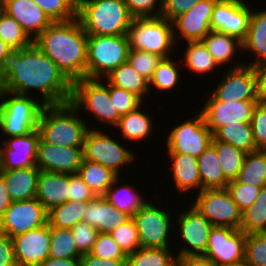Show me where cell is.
Masks as SVG:
<instances>
[{
  "mask_svg": "<svg viewBox=\"0 0 266 266\" xmlns=\"http://www.w3.org/2000/svg\"><path fill=\"white\" fill-rule=\"evenodd\" d=\"M73 83L59 67L32 43L11 49L0 66V89L28 96L39 91L44 105L71 101Z\"/></svg>",
  "mask_w": 266,
  "mask_h": 266,
  "instance_id": "cell-1",
  "label": "cell"
},
{
  "mask_svg": "<svg viewBox=\"0 0 266 266\" xmlns=\"http://www.w3.org/2000/svg\"><path fill=\"white\" fill-rule=\"evenodd\" d=\"M33 43L72 83L86 77L88 35L77 17L52 22Z\"/></svg>",
  "mask_w": 266,
  "mask_h": 266,
  "instance_id": "cell-2",
  "label": "cell"
},
{
  "mask_svg": "<svg viewBox=\"0 0 266 266\" xmlns=\"http://www.w3.org/2000/svg\"><path fill=\"white\" fill-rule=\"evenodd\" d=\"M78 113L71 102L44 105L37 127L40 138L55 146L83 147L90 125Z\"/></svg>",
  "mask_w": 266,
  "mask_h": 266,
  "instance_id": "cell-3",
  "label": "cell"
},
{
  "mask_svg": "<svg viewBox=\"0 0 266 266\" xmlns=\"http://www.w3.org/2000/svg\"><path fill=\"white\" fill-rule=\"evenodd\" d=\"M77 19L87 35L127 36L133 17L124 0H77Z\"/></svg>",
  "mask_w": 266,
  "mask_h": 266,
  "instance_id": "cell-4",
  "label": "cell"
},
{
  "mask_svg": "<svg viewBox=\"0 0 266 266\" xmlns=\"http://www.w3.org/2000/svg\"><path fill=\"white\" fill-rule=\"evenodd\" d=\"M32 94L26 96L0 89V131L5 137L22 136L37 129L44 104Z\"/></svg>",
  "mask_w": 266,
  "mask_h": 266,
  "instance_id": "cell-5",
  "label": "cell"
},
{
  "mask_svg": "<svg viewBox=\"0 0 266 266\" xmlns=\"http://www.w3.org/2000/svg\"><path fill=\"white\" fill-rule=\"evenodd\" d=\"M127 37L129 49L143 50L162 59L174 56V47L178 44L172 22L161 16L133 18Z\"/></svg>",
  "mask_w": 266,
  "mask_h": 266,
  "instance_id": "cell-6",
  "label": "cell"
},
{
  "mask_svg": "<svg viewBox=\"0 0 266 266\" xmlns=\"http://www.w3.org/2000/svg\"><path fill=\"white\" fill-rule=\"evenodd\" d=\"M70 102L80 111L79 114L86 110L89 115L93 114L95 121L113 128L121 117L110 98L109 83L103 79L85 77L74 81Z\"/></svg>",
  "mask_w": 266,
  "mask_h": 266,
  "instance_id": "cell-7",
  "label": "cell"
},
{
  "mask_svg": "<svg viewBox=\"0 0 266 266\" xmlns=\"http://www.w3.org/2000/svg\"><path fill=\"white\" fill-rule=\"evenodd\" d=\"M128 51L129 40L126 35H88L86 77L104 79L127 62Z\"/></svg>",
  "mask_w": 266,
  "mask_h": 266,
  "instance_id": "cell-8",
  "label": "cell"
},
{
  "mask_svg": "<svg viewBox=\"0 0 266 266\" xmlns=\"http://www.w3.org/2000/svg\"><path fill=\"white\" fill-rule=\"evenodd\" d=\"M94 127L91 125L85 135L83 160L99 163L120 176L121 171L125 170L123 166L131 165L137 159L136 153L119 143L120 140L111 137L114 134L110 135L109 131L106 133L104 129Z\"/></svg>",
  "mask_w": 266,
  "mask_h": 266,
  "instance_id": "cell-9",
  "label": "cell"
},
{
  "mask_svg": "<svg viewBox=\"0 0 266 266\" xmlns=\"http://www.w3.org/2000/svg\"><path fill=\"white\" fill-rule=\"evenodd\" d=\"M154 202L148 200L132 216L138 230L140 245L143 248H170L172 232H175L172 225H176V219L171 216V209L169 212L160 204L154 205Z\"/></svg>",
  "mask_w": 266,
  "mask_h": 266,
  "instance_id": "cell-10",
  "label": "cell"
},
{
  "mask_svg": "<svg viewBox=\"0 0 266 266\" xmlns=\"http://www.w3.org/2000/svg\"><path fill=\"white\" fill-rule=\"evenodd\" d=\"M213 134L203 114L196 111L192 117L172 127L165 142L168 154H187L198 158L212 142Z\"/></svg>",
  "mask_w": 266,
  "mask_h": 266,
  "instance_id": "cell-11",
  "label": "cell"
},
{
  "mask_svg": "<svg viewBox=\"0 0 266 266\" xmlns=\"http://www.w3.org/2000/svg\"><path fill=\"white\" fill-rule=\"evenodd\" d=\"M195 199L189 202L213 226H227L233 229H240L242 211L232 200L226 188L203 189Z\"/></svg>",
  "mask_w": 266,
  "mask_h": 266,
  "instance_id": "cell-12",
  "label": "cell"
},
{
  "mask_svg": "<svg viewBox=\"0 0 266 266\" xmlns=\"http://www.w3.org/2000/svg\"><path fill=\"white\" fill-rule=\"evenodd\" d=\"M188 205L187 210H181L178 214L176 220L178 228L175 226L174 231L178 230L176 234H173L174 240H176L178 237L175 238V236L179 233L181 240L178 241H182L181 243L184 244L180 250L175 251L178 259L203 255L206 252L209 234L213 227L211 222L194 206Z\"/></svg>",
  "mask_w": 266,
  "mask_h": 266,
  "instance_id": "cell-13",
  "label": "cell"
},
{
  "mask_svg": "<svg viewBox=\"0 0 266 266\" xmlns=\"http://www.w3.org/2000/svg\"><path fill=\"white\" fill-rule=\"evenodd\" d=\"M234 65L229 64L227 70L217 87H214L211 94L220 101L231 102L257 100L256 76L253 66L245 65V62L237 60ZM231 65V66H230Z\"/></svg>",
  "mask_w": 266,
  "mask_h": 266,
  "instance_id": "cell-14",
  "label": "cell"
},
{
  "mask_svg": "<svg viewBox=\"0 0 266 266\" xmlns=\"http://www.w3.org/2000/svg\"><path fill=\"white\" fill-rule=\"evenodd\" d=\"M48 211L37 198L12 202L0 218V232L13 238L48 223Z\"/></svg>",
  "mask_w": 266,
  "mask_h": 266,
  "instance_id": "cell-15",
  "label": "cell"
},
{
  "mask_svg": "<svg viewBox=\"0 0 266 266\" xmlns=\"http://www.w3.org/2000/svg\"><path fill=\"white\" fill-rule=\"evenodd\" d=\"M200 112L203 114L205 123L212 134L220 127L238 122L250 123L252 114L258 100H245L224 102L217 100L210 92Z\"/></svg>",
  "mask_w": 266,
  "mask_h": 266,
  "instance_id": "cell-16",
  "label": "cell"
},
{
  "mask_svg": "<svg viewBox=\"0 0 266 266\" xmlns=\"http://www.w3.org/2000/svg\"><path fill=\"white\" fill-rule=\"evenodd\" d=\"M252 8L244 0H218L210 20L211 30L246 39Z\"/></svg>",
  "mask_w": 266,
  "mask_h": 266,
  "instance_id": "cell-17",
  "label": "cell"
},
{
  "mask_svg": "<svg viewBox=\"0 0 266 266\" xmlns=\"http://www.w3.org/2000/svg\"><path fill=\"white\" fill-rule=\"evenodd\" d=\"M246 234L240 229L213 226L206 252L202 255L217 265L239 262L245 257Z\"/></svg>",
  "mask_w": 266,
  "mask_h": 266,
  "instance_id": "cell-18",
  "label": "cell"
},
{
  "mask_svg": "<svg viewBox=\"0 0 266 266\" xmlns=\"http://www.w3.org/2000/svg\"><path fill=\"white\" fill-rule=\"evenodd\" d=\"M39 140L38 129L26 135L3 139L0 143V171L35 167Z\"/></svg>",
  "mask_w": 266,
  "mask_h": 266,
  "instance_id": "cell-19",
  "label": "cell"
},
{
  "mask_svg": "<svg viewBox=\"0 0 266 266\" xmlns=\"http://www.w3.org/2000/svg\"><path fill=\"white\" fill-rule=\"evenodd\" d=\"M217 1L200 0L188 12L176 17L172 21L175 42L202 41L211 32L210 20Z\"/></svg>",
  "mask_w": 266,
  "mask_h": 266,
  "instance_id": "cell-20",
  "label": "cell"
},
{
  "mask_svg": "<svg viewBox=\"0 0 266 266\" xmlns=\"http://www.w3.org/2000/svg\"><path fill=\"white\" fill-rule=\"evenodd\" d=\"M82 161L83 147L55 146L40 138L36 154V167L40 171L77 174Z\"/></svg>",
  "mask_w": 266,
  "mask_h": 266,
  "instance_id": "cell-21",
  "label": "cell"
},
{
  "mask_svg": "<svg viewBox=\"0 0 266 266\" xmlns=\"http://www.w3.org/2000/svg\"><path fill=\"white\" fill-rule=\"evenodd\" d=\"M15 260L22 266H40L49 257L50 225L12 238Z\"/></svg>",
  "mask_w": 266,
  "mask_h": 266,
  "instance_id": "cell-22",
  "label": "cell"
},
{
  "mask_svg": "<svg viewBox=\"0 0 266 266\" xmlns=\"http://www.w3.org/2000/svg\"><path fill=\"white\" fill-rule=\"evenodd\" d=\"M4 12L18 22L34 40L53 21L32 0H3Z\"/></svg>",
  "mask_w": 266,
  "mask_h": 266,
  "instance_id": "cell-23",
  "label": "cell"
},
{
  "mask_svg": "<svg viewBox=\"0 0 266 266\" xmlns=\"http://www.w3.org/2000/svg\"><path fill=\"white\" fill-rule=\"evenodd\" d=\"M130 218V215L116 209L104 196H97L88 203L82 221L95 227L99 233L110 234Z\"/></svg>",
  "mask_w": 266,
  "mask_h": 266,
  "instance_id": "cell-24",
  "label": "cell"
},
{
  "mask_svg": "<svg viewBox=\"0 0 266 266\" xmlns=\"http://www.w3.org/2000/svg\"><path fill=\"white\" fill-rule=\"evenodd\" d=\"M168 155L171 163H169L167 170L172 173L171 177L177 193L182 195L189 191V193L194 191V193H199L201 191V178L197 158L187 154Z\"/></svg>",
  "mask_w": 266,
  "mask_h": 266,
  "instance_id": "cell-25",
  "label": "cell"
},
{
  "mask_svg": "<svg viewBox=\"0 0 266 266\" xmlns=\"http://www.w3.org/2000/svg\"><path fill=\"white\" fill-rule=\"evenodd\" d=\"M69 188V174L40 171L36 198L49 211L68 201Z\"/></svg>",
  "mask_w": 266,
  "mask_h": 266,
  "instance_id": "cell-26",
  "label": "cell"
},
{
  "mask_svg": "<svg viewBox=\"0 0 266 266\" xmlns=\"http://www.w3.org/2000/svg\"><path fill=\"white\" fill-rule=\"evenodd\" d=\"M3 175L12 202L36 197L40 170L35 167L0 171Z\"/></svg>",
  "mask_w": 266,
  "mask_h": 266,
  "instance_id": "cell-27",
  "label": "cell"
},
{
  "mask_svg": "<svg viewBox=\"0 0 266 266\" xmlns=\"http://www.w3.org/2000/svg\"><path fill=\"white\" fill-rule=\"evenodd\" d=\"M146 103L139 106L134 111H131L119 118L118 124L115 126L116 130L119 129L121 139L126 141H135L141 143L154 134L155 128L154 121L147 110L143 108ZM142 107V108H141ZM144 109L146 111H142ZM153 126V127H152Z\"/></svg>",
  "mask_w": 266,
  "mask_h": 266,
  "instance_id": "cell-28",
  "label": "cell"
},
{
  "mask_svg": "<svg viewBox=\"0 0 266 266\" xmlns=\"http://www.w3.org/2000/svg\"><path fill=\"white\" fill-rule=\"evenodd\" d=\"M261 10L252 9L248 33L242 42L243 50L248 51V56L253 53L255 57L245 65L254 66L266 62V9Z\"/></svg>",
  "mask_w": 266,
  "mask_h": 266,
  "instance_id": "cell-29",
  "label": "cell"
},
{
  "mask_svg": "<svg viewBox=\"0 0 266 266\" xmlns=\"http://www.w3.org/2000/svg\"><path fill=\"white\" fill-rule=\"evenodd\" d=\"M207 47L208 52L219 66L227 65L234 59V55L243 51L242 41L228 34L211 30V32L202 40ZM221 66V67H220Z\"/></svg>",
  "mask_w": 266,
  "mask_h": 266,
  "instance_id": "cell-30",
  "label": "cell"
},
{
  "mask_svg": "<svg viewBox=\"0 0 266 266\" xmlns=\"http://www.w3.org/2000/svg\"><path fill=\"white\" fill-rule=\"evenodd\" d=\"M120 176H118L111 187L107 190L104 197L119 211L125 212L131 217L148 201L145 194L141 195L138 188L132 187L125 183L121 184ZM120 184V186H119ZM122 186V187H121ZM144 198H143V197Z\"/></svg>",
  "mask_w": 266,
  "mask_h": 266,
  "instance_id": "cell-31",
  "label": "cell"
},
{
  "mask_svg": "<svg viewBox=\"0 0 266 266\" xmlns=\"http://www.w3.org/2000/svg\"><path fill=\"white\" fill-rule=\"evenodd\" d=\"M103 80L138 96L144 103L149 97V81L142 77L128 62L115 68ZM145 99V100H144Z\"/></svg>",
  "mask_w": 266,
  "mask_h": 266,
  "instance_id": "cell-32",
  "label": "cell"
},
{
  "mask_svg": "<svg viewBox=\"0 0 266 266\" xmlns=\"http://www.w3.org/2000/svg\"><path fill=\"white\" fill-rule=\"evenodd\" d=\"M201 190L226 188L229 180L224 176L215 147L211 144L198 158Z\"/></svg>",
  "mask_w": 266,
  "mask_h": 266,
  "instance_id": "cell-33",
  "label": "cell"
},
{
  "mask_svg": "<svg viewBox=\"0 0 266 266\" xmlns=\"http://www.w3.org/2000/svg\"><path fill=\"white\" fill-rule=\"evenodd\" d=\"M77 174L96 196H104L118 177L109 168L87 160L82 161Z\"/></svg>",
  "mask_w": 266,
  "mask_h": 266,
  "instance_id": "cell-34",
  "label": "cell"
},
{
  "mask_svg": "<svg viewBox=\"0 0 266 266\" xmlns=\"http://www.w3.org/2000/svg\"><path fill=\"white\" fill-rule=\"evenodd\" d=\"M184 55L181 58V63L186 66V70L192 73L209 75L213 70L217 72L219 67L207 50V47L202 41H187ZM216 69V70H215Z\"/></svg>",
  "mask_w": 266,
  "mask_h": 266,
  "instance_id": "cell-35",
  "label": "cell"
},
{
  "mask_svg": "<svg viewBox=\"0 0 266 266\" xmlns=\"http://www.w3.org/2000/svg\"><path fill=\"white\" fill-rule=\"evenodd\" d=\"M180 64H182L181 60L177 61L175 56L162 59L157 64L152 78L149 80L150 93H152L153 88H155V90H157V94L162 91L169 94L167 91L172 92L176 86L179 87V80L181 76V72L179 71L181 69Z\"/></svg>",
  "mask_w": 266,
  "mask_h": 266,
  "instance_id": "cell-36",
  "label": "cell"
},
{
  "mask_svg": "<svg viewBox=\"0 0 266 266\" xmlns=\"http://www.w3.org/2000/svg\"><path fill=\"white\" fill-rule=\"evenodd\" d=\"M236 180L254 187L266 186V150L246 153Z\"/></svg>",
  "mask_w": 266,
  "mask_h": 266,
  "instance_id": "cell-37",
  "label": "cell"
},
{
  "mask_svg": "<svg viewBox=\"0 0 266 266\" xmlns=\"http://www.w3.org/2000/svg\"><path fill=\"white\" fill-rule=\"evenodd\" d=\"M213 138L231 144L246 153L258 150L253 140L250 123L238 122V124H228L220 127L213 134Z\"/></svg>",
  "mask_w": 266,
  "mask_h": 266,
  "instance_id": "cell-38",
  "label": "cell"
},
{
  "mask_svg": "<svg viewBox=\"0 0 266 266\" xmlns=\"http://www.w3.org/2000/svg\"><path fill=\"white\" fill-rule=\"evenodd\" d=\"M89 202L67 201L55 206L48 211V224L57 228L71 229L82 221Z\"/></svg>",
  "mask_w": 266,
  "mask_h": 266,
  "instance_id": "cell-39",
  "label": "cell"
},
{
  "mask_svg": "<svg viewBox=\"0 0 266 266\" xmlns=\"http://www.w3.org/2000/svg\"><path fill=\"white\" fill-rule=\"evenodd\" d=\"M173 249L141 247L127 256V266H174L178 258Z\"/></svg>",
  "mask_w": 266,
  "mask_h": 266,
  "instance_id": "cell-40",
  "label": "cell"
},
{
  "mask_svg": "<svg viewBox=\"0 0 266 266\" xmlns=\"http://www.w3.org/2000/svg\"><path fill=\"white\" fill-rule=\"evenodd\" d=\"M211 144L215 147L219 163L224 176L229 180H235L242 168L246 152L231 144L217 141L212 138Z\"/></svg>",
  "mask_w": 266,
  "mask_h": 266,
  "instance_id": "cell-41",
  "label": "cell"
},
{
  "mask_svg": "<svg viewBox=\"0 0 266 266\" xmlns=\"http://www.w3.org/2000/svg\"><path fill=\"white\" fill-rule=\"evenodd\" d=\"M71 229L50 226L49 257L56 259L80 258Z\"/></svg>",
  "mask_w": 266,
  "mask_h": 266,
  "instance_id": "cell-42",
  "label": "cell"
},
{
  "mask_svg": "<svg viewBox=\"0 0 266 266\" xmlns=\"http://www.w3.org/2000/svg\"><path fill=\"white\" fill-rule=\"evenodd\" d=\"M0 38L10 49H23L33 43L22 26L5 12L0 16Z\"/></svg>",
  "mask_w": 266,
  "mask_h": 266,
  "instance_id": "cell-43",
  "label": "cell"
},
{
  "mask_svg": "<svg viewBox=\"0 0 266 266\" xmlns=\"http://www.w3.org/2000/svg\"><path fill=\"white\" fill-rule=\"evenodd\" d=\"M54 21H68L77 17V0H32Z\"/></svg>",
  "mask_w": 266,
  "mask_h": 266,
  "instance_id": "cell-44",
  "label": "cell"
},
{
  "mask_svg": "<svg viewBox=\"0 0 266 266\" xmlns=\"http://www.w3.org/2000/svg\"><path fill=\"white\" fill-rule=\"evenodd\" d=\"M110 235L126 256L141 248L138 230L132 217L113 230Z\"/></svg>",
  "mask_w": 266,
  "mask_h": 266,
  "instance_id": "cell-45",
  "label": "cell"
},
{
  "mask_svg": "<svg viewBox=\"0 0 266 266\" xmlns=\"http://www.w3.org/2000/svg\"><path fill=\"white\" fill-rule=\"evenodd\" d=\"M244 259L250 266H266V232L246 234Z\"/></svg>",
  "mask_w": 266,
  "mask_h": 266,
  "instance_id": "cell-46",
  "label": "cell"
},
{
  "mask_svg": "<svg viewBox=\"0 0 266 266\" xmlns=\"http://www.w3.org/2000/svg\"><path fill=\"white\" fill-rule=\"evenodd\" d=\"M161 60L160 56L143 50L129 49L128 51L127 62L148 81Z\"/></svg>",
  "mask_w": 266,
  "mask_h": 266,
  "instance_id": "cell-47",
  "label": "cell"
},
{
  "mask_svg": "<svg viewBox=\"0 0 266 266\" xmlns=\"http://www.w3.org/2000/svg\"><path fill=\"white\" fill-rule=\"evenodd\" d=\"M226 189L229 191L232 200L243 212L251 207L256 198L259 196L262 187H254L238 182L236 179L229 181Z\"/></svg>",
  "mask_w": 266,
  "mask_h": 266,
  "instance_id": "cell-48",
  "label": "cell"
},
{
  "mask_svg": "<svg viewBox=\"0 0 266 266\" xmlns=\"http://www.w3.org/2000/svg\"><path fill=\"white\" fill-rule=\"evenodd\" d=\"M92 256L102 259H127V256L110 234L99 233L91 252Z\"/></svg>",
  "mask_w": 266,
  "mask_h": 266,
  "instance_id": "cell-49",
  "label": "cell"
},
{
  "mask_svg": "<svg viewBox=\"0 0 266 266\" xmlns=\"http://www.w3.org/2000/svg\"><path fill=\"white\" fill-rule=\"evenodd\" d=\"M109 95L117 112L122 116L134 111L144 102L135 94L109 84Z\"/></svg>",
  "mask_w": 266,
  "mask_h": 266,
  "instance_id": "cell-50",
  "label": "cell"
},
{
  "mask_svg": "<svg viewBox=\"0 0 266 266\" xmlns=\"http://www.w3.org/2000/svg\"><path fill=\"white\" fill-rule=\"evenodd\" d=\"M71 231L78 251L82 255L89 254L99 235L98 230L86 222L80 221L71 228Z\"/></svg>",
  "mask_w": 266,
  "mask_h": 266,
  "instance_id": "cell-51",
  "label": "cell"
},
{
  "mask_svg": "<svg viewBox=\"0 0 266 266\" xmlns=\"http://www.w3.org/2000/svg\"><path fill=\"white\" fill-rule=\"evenodd\" d=\"M250 124L256 148L266 150V102L256 104Z\"/></svg>",
  "mask_w": 266,
  "mask_h": 266,
  "instance_id": "cell-52",
  "label": "cell"
},
{
  "mask_svg": "<svg viewBox=\"0 0 266 266\" xmlns=\"http://www.w3.org/2000/svg\"><path fill=\"white\" fill-rule=\"evenodd\" d=\"M240 230L245 234L266 232V209L249 207L244 210Z\"/></svg>",
  "mask_w": 266,
  "mask_h": 266,
  "instance_id": "cell-53",
  "label": "cell"
},
{
  "mask_svg": "<svg viewBox=\"0 0 266 266\" xmlns=\"http://www.w3.org/2000/svg\"><path fill=\"white\" fill-rule=\"evenodd\" d=\"M124 2L133 18L159 17L161 15L162 0H124Z\"/></svg>",
  "mask_w": 266,
  "mask_h": 266,
  "instance_id": "cell-54",
  "label": "cell"
},
{
  "mask_svg": "<svg viewBox=\"0 0 266 266\" xmlns=\"http://www.w3.org/2000/svg\"><path fill=\"white\" fill-rule=\"evenodd\" d=\"M69 185L68 201L90 202L97 197L78 174H69Z\"/></svg>",
  "mask_w": 266,
  "mask_h": 266,
  "instance_id": "cell-55",
  "label": "cell"
},
{
  "mask_svg": "<svg viewBox=\"0 0 266 266\" xmlns=\"http://www.w3.org/2000/svg\"><path fill=\"white\" fill-rule=\"evenodd\" d=\"M199 1L200 0H162L160 16L172 22L179 15L188 12V10Z\"/></svg>",
  "mask_w": 266,
  "mask_h": 266,
  "instance_id": "cell-56",
  "label": "cell"
},
{
  "mask_svg": "<svg viewBox=\"0 0 266 266\" xmlns=\"http://www.w3.org/2000/svg\"><path fill=\"white\" fill-rule=\"evenodd\" d=\"M256 76V96L258 102H266V62L253 66Z\"/></svg>",
  "mask_w": 266,
  "mask_h": 266,
  "instance_id": "cell-57",
  "label": "cell"
},
{
  "mask_svg": "<svg viewBox=\"0 0 266 266\" xmlns=\"http://www.w3.org/2000/svg\"><path fill=\"white\" fill-rule=\"evenodd\" d=\"M15 261L12 238L0 232V266Z\"/></svg>",
  "mask_w": 266,
  "mask_h": 266,
  "instance_id": "cell-58",
  "label": "cell"
},
{
  "mask_svg": "<svg viewBox=\"0 0 266 266\" xmlns=\"http://www.w3.org/2000/svg\"><path fill=\"white\" fill-rule=\"evenodd\" d=\"M80 266H127V259H102L85 254L80 257Z\"/></svg>",
  "mask_w": 266,
  "mask_h": 266,
  "instance_id": "cell-59",
  "label": "cell"
},
{
  "mask_svg": "<svg viewBox=\"0 0 266 266\" xmlns=\"http://www.w3.org/2000/svg\"><path fill=\"white\" fill-rule=\"evenodd\" d=\"M178 263L181 266H218L211 259L205 258L202 255L199 256H186L178 259Z\"/></svg>",
  "mask_w": 266,
  "mask_h": 266,
  "instance_id": "cell-60",
  "label": "cell"
},
{
  "mask_svg": "<svg viewBox=\"0 0 266 266\" xmlns=\"http://www.w3.org/2000/svg\"><path fill=\"white\" fill-rule=\"evenodd\" d=\"M11 203L12 200L9 196L4 177L0 173V218L3 216L5 210L10 206Z\"/></svg>",
  "mask_w": 266,
  "mask_h": 266,
  "instance_id": "cell-61",
  "label": "cell"
},
{
  "mask_svg": "<svg viewBox=\"0 0 266 266\" xmlns=\"http://www.w3.org/2000/svg\"><path fill=\"white\" fill-rule=\"evenodd\" d=\"M40 266H80V258L56 259L48 257Z\"/></svg>",
  "mask_w": 266,
  "mask_h": 266,
  "instance_id": "cell-62",
  "label": "cell"
},
{
  "mask_svg": "<svg viewBox=\"0 0 266 266\" xmlns=\"http://www.w3.org/2000/svg\"><path fill=\"white\" fill-rule=\"evenodd\" d=\"M251 207L266 209V186H263L259 196Z\"/></svg>",
  "mask_w": 266,
  "mask_h": 266,
  "instance_id": "cell-63",
  "label": "cell"
},
{
  "mask_svg": "<svg viewBox=\"0 0 266 266\" xmlns=\"http://www.w3.org/2000/svg\"><path fill=\"white\" fill-rule=\"evenodd\" d=\"M11 49L8 47L6 43L0 38V66L4 60V57Z\"/></svg>",
  "mask_w": 266,
  "mask_h": 266,
  "instance_id": "cell-64",
  "label": "cell"
},
{
  "mask_svg": "<svg viewBox=\"0 0 266 266\" xmlns=\"http://www.w3.org/2000/svg\"><path fill=\"white\" fill-rule=\"evenodd\" d=\"M218 266H250L245 259L235 262V263H230V264H223V265H218Z\"/></svg>",
  "mask_w": 266,
  "mask_h": 266,
  "instance_id": "cell-65",
  "label": "cell"
},
{
  "mask_svg": "<svg viewBox=\"0 0 266 266\" xmlns=\"http://www.w3.org/2000/svg\"><path fill=\"white\" fill-rule=\"evenodd\" d=\"M4 266H22V265L18 261L15 260V261H13L7 265H4Z\"/></svg>",
  "mask_w": 266,
  "mask_h": 266,
  "instance_id": "cell-66",
  "label": "cell"
},
{
  "mask_svg": "<svg viewBox=\"0 0 266 266\" xmlns=\"http://www.w3.org/2000/svg\"><path fill=\"white\" fill-rule=\"evenodd\" d=\"M4 12V5H3V0H0V16Z\"/></svg>",
  "mask_w": 266,
  "mask_h": 266,
  "instance_id": "cell-67",
  "label": "cell"
}]
</instances>
